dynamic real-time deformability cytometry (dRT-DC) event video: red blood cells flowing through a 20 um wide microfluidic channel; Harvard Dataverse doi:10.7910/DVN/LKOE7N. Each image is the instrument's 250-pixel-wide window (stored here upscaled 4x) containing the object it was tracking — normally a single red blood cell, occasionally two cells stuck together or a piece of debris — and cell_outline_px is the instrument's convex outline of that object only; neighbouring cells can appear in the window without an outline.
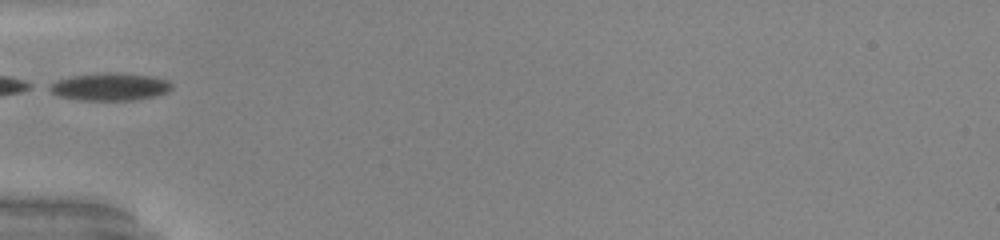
{"species": "common noctule bat (a hibernating species)", "species_latin": "Nyctalus noctula", "temperature_condition": "warm", "stored_images_in_passage": 35, "camera_frame_rate_fps": 3000, "um_per_image_px": 0.085, "animal": {"sex": "male", "body_mass_g": 20.0, "forearm_length_mm": 53.3}, "frame": {"image": 1, "passage_image": 1, "time_ms": 0.0, "image_size_px": [1000, 240], "cell_outline_px": [[172, 88], [168, 92], [156, 96], [132, 100], [80, 100], [60, 96], [44, 88], [48, 84], [56, 80], [72, 76], [108, 72], [116, 72], [148, 76], [168, 80], [172, 84]], "centroid_in_image_um": [9.31, 7.37], "position_along_channel_um": 75.7, "area_um2": 19.71}}
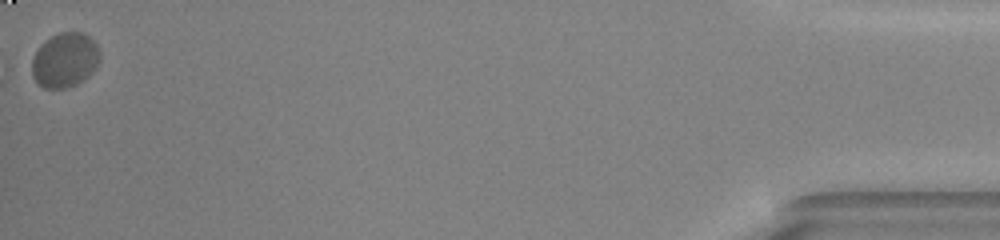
{"frame": {"image": 2, "passage_image": 35, "time_ms": 11.333, "image_size_px": [1000, 240], "cell_outline_px": [[100, 60], [96, 68], [84, 80], [68, 88], [44, 88], [32, 76], [32, 60], [40, 44], [44, 40], [60, 32], [84, 32], [96, 44], [100, 52]], "centroid_in_image_um": [5.53, 5.1], "position_along_channel_um": 429.7, "area_um2": 21.73}}